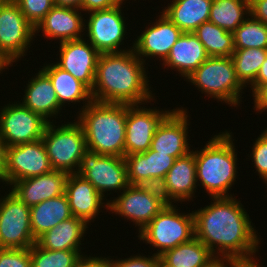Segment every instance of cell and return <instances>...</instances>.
<instances>
[{
  "instance_id": "cell-1",
  "label": "cell",
  "mask_w": 267,
  "mask_h": 267,
  "mask_svg": "<svg viewBox=\"0 0 267 267\" xmlns=\"http://www.w3.org/2000/svg\"><path fill=\"white\" fill-rule=\"evenodd\" d=\"M211 199L209 206L193 211L195 237L215 256L257 259L261 238L241 201L236 196Z\"/></svg>"
},
{
  "instance_id": "cell-2",
  "label": "cell",
  "mask_w": 267,
  "mask_h": 267,
  "mask_svg": "<svg viewBox=\"0 0 267 267\" xmlns=\"http://www.w3.org/2000/svg\"><path fill=\"white\" fill-rule=\"evenodd\" d=\"M144 63L133 49L101 53L91 90L92 99L101 103L145 105L155 100L149 87ZM145 102V103H144Z\"/></svg>"
},
{
  "instance_id": "cell-3",
  "label": "cell",
  "mask_w": 267,
  "mask_h": 267,
  "mask_svg": "<svg viewBox=\"0 0 267 267\" xmlns=\"http://www.w3.org/2000/svg\"><path fill=\"white\" fill-rule=\"evenodd\" d=\"M77 113L87 150L101 155L125 156L127 104L92 101Z\"/></svg>"
},
{
  "instance_id": "cell-4",
  "label": "cell",
  "mask_w": 267,
  "mask_h": 267,
  "mask_svg": "<svg viewBox=\"0 0 267 267\" xmlns=\"http://www.w3.org/2000/svg\"><path fill=\"white\" fill-rule=\"evenodd\" d=\"M234 140L232 132L226 130L211 137L199 151H194L197 184L210 198L234 196L228 193L238 176Z\"/></svg>"
},
{
  "instance_id": "cell-5",
  "label": "cell",
  "mask_w": 267,
  "mask_h": 267,
  "mask_svg": "<svg viewBox=\"0 0 267 267\" xmlns=\"http://www.w3.org/2000/svg\"><path fill=\"white\" fill-rule=\"evenodd\" d=\"M185 79L202 94L231 107L240 105L246 88L236 75L231 57H208Z\"/></svg>"
},
{
  "instance_id": "cell-6",
  "label": "cell",
  "mask_w": 267,
  "mask_h": 267,
  "mask_svg": "<svg viewBox=\"0 0 267 267\" xmlns=\"http://www.w3.org/2000/svg\"><path fill=\"white\" fill-rule=\"evenodd\" d=\"M174 203L165 207L138 233L140 241L156 249V256L195 237L194 215L182 213ZM179 210V211H178Z\"/></svg>"
},
{
  "instance_id": "cell-7",
  "label": "cell",
  "mask_w": 267,
  "mask_h": 267,
  "mask_svg": "<svg viewBox=\"0 0 267 267\" xmlns=\"http://www.w3.org/2000/svg\"><path fill=\"white\" fill-rule=\"evenodd\" d=\"M53 121L48 122L42 137L51 167L74 174L87 151L84 130L77 120L59 126Z\"/></svg>"
},
{
  "instance_id": "cell-8",
  "label": "cell",
  "mask_w": 267,
  "mask_h": 267,
  "mask_svg": "<svg viewBox=\"0 0 267 267\" xmlns=\"http://www.w3.org/2000/svg\"><path fill=\"white\" fill-rule=\"evenodd\" d=\"M108 210L131 220L139 232L165 207L159 186L128 185L118 197L108 200Z\"/></svg>"
},
{
  "instance_id": "cell-9",
  "label": "cell",
  "mask_w": 267,
  "mask_h": 267,
  "mask_svg": "<svg viewBox=\"0 0 267 267\" xmlns=\"http://www.w3.org/2000/svg\"><path fill=\"white\" fill-rule=\"evenodd\" d=\"M111 7L109 9L94 10L88 12V18L85 21L84 29L88 42L101 53L123 52L128 49H122L120 45H124L127 32L126 19L122 14V6ZM87 26V27H86ZM87 29V30H86ZM130 48V49H129Z\"/></svg>"
},
{
  "instance_id": "cell-10",
  "label": "cell",
  "mask_w": 267,
  "mask_h": 267,
  "mask_svg": "<svg viewBox=\"0 0 267 267\" xmlns=\"http://www.w3.org/2000/svg\"><path fill=\"white\" fill-rule=\"evenodd\" d=\"M30 222V207L13 192L0 198V248L28 249L36 243Z\"/></svg>"
},
{
  "instance_id": "cell-11",
  "label": "cell",
  "mask_w": 267,
  "mask_h": 267,
  "mask_svg": "<svg viewBox=\"0 0 267 267\" xmlns=\"http://www.w3.org/2000/svg\"><path fill=\"white\" fill-rule=\"evenodd\" d=\"M76 174L89 181L103 197L107 191L121 193L129 185L124 157L87 150Z\"/></svg>"
},
{
  "instance_id": "cell-12",
  "label": "cell",
  "mask_w": 267,
  "mask_h": 267,
  "mask_svg": "<svg viewBox=\"0 0 267 267\" xmlns=\"http://www.w3.org/2000/svg\"><path fill=\"white\" fill-rule=\"evenodd\" d=\"M35 28L27 21L14 0L0 2V51L18 62L32 45Z\"/></svg>"
},
{
  "instance_id": "cell-13",
  "label": "cell",
  "mask_w": 267,
  "mask_h": 267,
  "mask_svg": "<svg viewBox=\"0 0 267 267\" xmlns=\"http://www.w3.org/2000/svg\"><path fill=\"white\" fill-rule=\"evenodd\" d=\"M47 124V120L21 102L9 103L0 110V137L6 147L42 139Z\"/></svg>"
},
{
  "instance_id": "cell-14",
  "label": "cell",
  "mask_w": 267,
  "mask_h": 267,
  "mask_svg": "<svg viewBox=\"0 0 267 267\" xmlns=\"http://www.w3.org/2000/svg\"><path fill=\"white\" fill-rule=\"evenodd\" d=\"M51 167L42 139L6 148L4 184L36 177L51 172Z\"/></svg>"
},
{
  "instance_id": "cell-15",
  "label": "cell",
  "mask_w": 267,
  "mask_h": 267,
  "mask_svg": "<svg viewBox=\"0 0 267 267\" xmlns=\"http://www.w3.org/2000/svg\"><path fill=\"white\" fill-rule=\"evenodd\" d=\"M145 107L127 104L125 156L148 151L157 127L172 111Z\"/></svg>"
},
{
  "instance_id": "cell-16",
  "label": "cell",
  "mask_w": 267,
  "mask_h": 267,
  "mask_svg": "<svg viewBox=\"0 0 267 267\" xmlns=\"http://www.w3.org/2000/svg\"><path fill=\"white\" fill-rule=\"evenodd\" d=\"M188 117L186 108L172 109L157 127L150 149L175 159L189 153L191 145L188 143Z\"/></svg>"
},
{
  "instance_id": "cell-17",
  "label": "cell",
  "mask_w": 267,
  "mask_h": 267,
  "mask_svg": "<svg viewBox=\"0 0 267 267\" xmlns=\"http://www.w3.org/2000/svg\"><path fill=\"white\" fill-rule=\"evenodd\" d=\"M158 20L151 22L149 27L141 32L133 44L135 54L145 63L147 58L159 59L162 62L167 58L170 49L182 35L180 30L163 12ZM146 57V59H145Z\"/></svg>"
},
{
  "instance_id": "cell-18",
  "label": "cell",
  "mask_w": 267,
  "mask_h": 267,
  "mask_svg": "<svg viewBox=\"0 0 267 267\" xmlns=\"http://www.w3.org/2000/svg\"><path fill=\"white\" fill-rule=\"evenodd\" d=\"M59 43V60L55 64L92 90L100 53L85 38Z\"/></svg>"
},
{
  "instance_id": "cell-19",
  "label": "cell",
  "mask_w": 267,
  "mask_h": 267,
  "mask_svg": "<svg viewBox=\"0 0 267 267\" xmlns=\"http://www.w3.org/2000/svg\"><path fill=\"white\" fill-rule=\"evenodd\" d=\"M197 186L195 155L192 149L186 155L175 159L159 188L167 203H182L196 198L194 192Z\"/></svg>"
},
{
  "instance_id": "cell-20",
  "label": "cell",
  "mask_w": 267,
  "mask_h": 267,
  "mask_svg": "<svg viewBox=\"0 0 267 267\" xmlns=\"http://www.w3.org/2000/svg\"><path fill=\"white\" fill-rule=\"evenodd\" d=\"M130 185L159 186L173 166L175 158L149 149L124 156Z\"/></svg>"
},
{
  "instance_id": "cell-21",
  "label": "cell",
  "mask_w": 267,
  "mask_h": 267,
  "mask_svg": "<svg viewBox=\"0 0 267 267\" xmlns=\"http://www.w3.org/2000/svg\"><path fill=\"white\" fill-rule=\"evenodd\" d=\"M65 195L68 199L72 216L83 219L88 224L94 222L102 208L108 212V201L95 187L82 176L68 174L65 186ZM104 204V205H103Z\"/></svg>"
},
{
  "instance_id": "cell-22",
  "label": "cell",
  "mask_w": 267,
  "mask_h": 267,
  "mask_svg": "<svg viewBox=\"0 0 267 267\" xmlns=\"http://www.w3.org/2000/svg\"><path fill=\"white\" fill-rule=\"evenodd\" d=\"M81 11L77 8L55 5L37 24L35 35L42 30L45 38L60 42L83 38L86 19Z\"/></svg>"
},
{
  "instance_id": "cell-23",
  "label": "cell",
  "mask_w": 267,
  "mask_h": 267,
  "mask_svg": "<svg viewBox=\"0 0 267 267\" xmlns=\"http://www.w3.org/2000/svg\"><path fill=\"white\" fill-rule=\"evenodd\" d=\"M67 178V172L52 170L43 175L15 181L10 186L12 187L10 191L28 207H32L65 194Z\"/></svg>"
},
{
  "instance_id": "cell-24",
  "label": "cell",
  "mask_w": 267,
  "mask_h": 267,
  "mask_svg": "<svg viewBox=\"0 0 267 267\" xmlns=\"http://www.w3.org/2000/svg\"><path fill=\"white\" fill-rule=\"evenodd\" d=\"M208 54L193 32H183L170 49L167 58L161 63L164 68L175 69L181 77L189 76L207 58Z\"/></svg>"
},
{
  "instance_id": "cell-25",
  "label": "cell",
  "mask_w": 267,
  "mask_h": 267,
  "mask_svg": "<svg viewBox=\"0 0 267 267\" xmlns=\"http://www.w3.org/2000/svg\"><path fill=\"white\" fill-rule=\"evenodd\" d=\"M35 75L25 87L22 104L51 122L50 119L60 114L63 108L50 78L41 69Z\"/></svg>"
},
{
  "instance_id": "cell-26",
  "label": "cell",
  "mask_w": 267,
  "mask_h": 267,
  "mask_svg": "<svg viewBox=\"0 0 267 267\" xmlns=\"http://www.w3.org/2000/svg\"><path fill=\"white\" fill-rule=\"evenodd\" d=\"M88 225L83 219L72 216L41 235L36 243L47 250H77L82 253L80 245L84 243L81 240Z\"/></svg>"
},
{
  "instance_id": "cell-27",
  "label": "cell",
  "mask_w": 267,
  "mask_h": 267,
  "mask_svg": "<svg viewBox=\"0 0 267 267\" xmlns=\"http://www.w3.org/2000/svg\"><path fill=\"white\" fill-rule=\"evenodd\" d=\"M49 64L44 63L41 70L50 78L62 108L70 102L76 104L83 101L80 112L93 101L91 90L84 83L77 80L71 73L59 68L55 63Z\"/></svg>"
},
{
  "instance_id": "cell-28",
  "label": "cell",
  "mask_w": 267,
  "mask_h": 267,
  "mask_svg": "<svg viewBox=\"0 0 267 267\" xmlns=\"http://www.w3.org/2000/svg\"><path fill=\"white\" fill-rule=\"evenodd\" d=\"M163 13L183 32H194L209 21L213 0H172Z\"/></svg>"
},
{
  "instance_id": "cell-29",
  "label": "cell",
  "mask_w": 267,
  "mask_h": 267,
  "mask_svg": "<svg viewBox=\"0 0 267 267\" xmlns=\"http://www.w3.org/2000/svg\"><path fill=\"white\" fill-rule=\"evenodd\" d=\"M71 217L70 206L65 194L30 207L33 237L37 240L45 232Z\"/></svg>"
},
{
  "instance_id": "cell-30",
  "label": "cell",
  "mask_w": 267,
  "mask_h": 267,
  "mask_svg": "<svg viewBox=\"0 0 267 267\" xmlns=\"http://www.w3.org/2000/svg\"><path fill=\"white\" fill-rule=\"evenodd\" d=\"M250 16V0H213L209 21L234 32Z\"/></svg>"
},
{
  "instance_id": "cell-31",
  "label": "cell",
  "mask_w": 267,
  "mask_h": 267,
  "mask_svg": "<svg viewBox=\"0 0 267 267\" xmlns=\"http://www.w3.org/2000/svg\"><path fill=\"white\" fill-rule=\"evenodd\" d=\"M209 57H231L234 48L233 33L207 21L194 32Z\"/></svg>"
},
{
  "instance_id": "cell-32",
  "label": "cell",
  "mask_w": 267,
  "mask_h": 267,
  "mask_svg": "<svg viewBox=\"0 0 267 267\" xmlns=\"http://www.w3.org/2000/svg\"><path fill=\"white\" fill-rule=\"evenodd\" d=\"M214 255L196 237L166 251L161 257L175 267H201Z\"/></svg>"
},
{
  "instance_id": "cell-33",
  "label": "cell",
  "mask_w": 267,
  "mask_h": 267,
  "mask_svg": "<svg viewBox=\"0 0 267 267\" xmlns=\"http://www.w3.org/2000/svg\"><path fill=\"white\" fill-rule=\"evenodd\" d=\"M231 58L238 79L245 87H247L255 81L260 66L267 58V49H235Z\"/></svg>"
},
{
  "instance_id": "cell-34",
  "label": "cell",
  "mask_w": 267,
  "mask_h": 267,
  "mask_svg": "<svg viewBox=\"0 0 267 267\" xmlns=\"http://www.w3.org/2000/svg\"><path fill=\"white\" fill-rule=\"evenodd\" d=\"M233 39L235 49H267V25L250 15L233 32Z\"/></svg>"
},
{
  "instance_id": "cell-35",
  "label": "cell",
  "mask_w": 267,
  "mask_h": 267,
  "mask_svg": "<svg viewBox=\"0 0 267 267\" xmlns=\"http://www.w3.org/2000/svg\"><path fill=\"white\" fill-rule=\"evenodd\" d=\"M83 256L77 250H47L37 243L30 247L32 267H76Z\"/></svg>"
},
{
  "instance_id": "cell-36",
  "label": "cell",
  "mask_w": 267,
  "mask_h": 267,
  "mask_svg": "<svg viewBox=\"0 0 267 267\" xmlns=\"http://www.w3.org/2000/svg\"><path fill=\"white\" fill-rule=\"evenodd\" d=\"M27 21L35 28L55 6L54 0H14Z\"/></svg>"
},
{
  "instance_id": "cell-37",
  "label": "cell",
  "mask_w": 267,
  "mask_h": 267,
  "mask_svg": "<svg viewBox=\"0 0 267 267\" xmlns=\"http://www.w3.org/2000/svg\"><path fill=\"white\" fill-rule=\"evenodd\" d=\"M250 155L248 157H251L259 178L264 182L267 179V128L253 142Z\"/></svg>"
},
{
  "instance_id": "cell-38",
  "label": "cell",
  "mask_w": 267,
  "mask_h": 267,
  "mask_svg": "<svg viewBox=\"0 0 267 267\" xmlns=\"http://www.w3.org/2000/svg\"><path fill=\"white\" fill-rule=\"evenodd\" d=\"M0 267H32L30 248H0Z\"/></svg>"
},
{
  "instance_id": "cell-39",
  "label": "cell",
  "mask_w": 267,
  "mask_h": 267,
  "mask_svg": "<svg viewBox=\"0 0 267 267\" xmlns=\"http://www.w3.org/2000/svg\"><path fill=\"white\" fill-rule=\"evenodd\" d=\"M111 267H157L158 256L153 254L152 256L145 257L138 254L130 256L125 259H111L110 258Z\"/></svg>"
},
{
  "instance_id": "cell-40",
  "label": "cell",
  "mask_w": 267,
  "mask_h": 267,
  "mask_svg": "<svg viewBox=\"0 0 267 267\" xmlns=\"http://www.w3.org/2000/svg\"><path fill=\"white\" fill-rule=\"evenodd\" d=\"M127 0H82V12L86 13L94 10L109 9L111 7L123 4Z\"/></svg>"
},
{
  "instance_id": "cell-41",
  "label": "cell",
  "mask_w": 267,
  "mask_h": 267,
  "mask_svg": "<svg viewBox=\"0 0 267 267\" xmlns=\"http://www.w3.org/2000/svg\"><path fill=\"white\" fill-rule=\"evenodd\" d=\"M250 15L267 25V0H250Z\"/></svg>"
},
{
  "instance_id": "cell-42",
  "label": "cell",
  "mask_w": 267,
  "mask_h": 267,
  "mask_svg": "<svg viewBox=\"0 0 267 267\" xmlns=\"http://www.w3.org/2000/svg\"><path fill=\"white\" fill-rule=\"evenodd\" d=\"M76 267H111L109 257H99V256H83Z\"/></svg>"
},
{
  "instance_id": "cell-43",
  "label": "cell",
  "mask_w": 267,
  "mask_h": 267,
  "mask_svg": "<svg viewBox=\"0 0 267 267\" xmlns=\"http://www.w3.org/2000/svg\"><path fill=\"white\" fill-rule=\"evenodd\" d=\"M241 262L227 256H213L201 267H240Z\"/></svg>"
},
{
  "instance_id": "cell-44",
  "label": "cell",
  "mask_w": 267,
  "mask_h": 267,
  "mask_svg": "<svg viewBox=\"0 0 267 267\" xmlns=\"http://www.w3.org/2000/svg\"><path fill=\"white\" fill-rule=\"evenodd\" d=\"M254 110L259 112L267 111V83H264L254 94Z\"/></svg>"
},
{
  "instance_id": "cell-45",
  "label": "cell",
  "mask_w": 267,
  "mask_h": 267,
  "mask_svg": "<svg viewBox=\"0 0 267 267\" xmlns=\"http://www.w3.org/2000/svg\"><path fill=\"white\" fill-rule=\"evenodd\" d=\"M267 83V58L260 66L255 81L251 84L252 95L264 84Z\"/></svg>"
},
{
  "instance_id": "cell-46",
  "label": "cell",
  "mask_w": 267,
  "mask_h": 267,
  "mask_svg": "<svg viewBox=\"0 0 267 267\" xmlns=\"http://www.w3.org/2000/svg\"><path fill=\"white\" fill-rule=\"evenodd\" d=\"M6 145L0 137V182L4 183V172L6 168Z\"/></svg>"
},
{
  "instance_id": "cell-47",
  "label": "cell",
  "mask_w": 267,
  "mask_h": 267,
  "mask_svg": "<svg viewBox=\"0 0 267 267\" xmlns=\"http://www.w3.org/2000/svg\"><path fill=\"white\" fill-rule=\"evenodd\" d=\"M56 6L71 7L82 10V0H54Z\"/></svg>"
},
{
  "instance_id": "cell-48",
  "label": "cell",
  "mask_w": 267,
  "mask_h": 267,
  "mask_svg": "<svg viewBox=\"0 0 267 267\" xmlns=\"http://www.w3.org/2000/svg\"><path fill=\"white\" fill-rule=\"evenodd\" d=\"M13 61L10 60L2 51H0V74L5 71L4 69H9L7 67H12Z\"/></svg>"
},
{
  "instance_id": "cell-49",
  "label": "cell",
  "mask_w": 267,
  "mask_h": 267,
  "mask_svg": "<svg viewBox=\"0 0 267 267\" xmlns=\"http://www.w3.org/2000/svg\"><path fill=\"white\" fill-rule=\"evenodd\" d=\"M258 261H259L258 259L244 261V262H241L240 267H263V265H260Z\"/></svg>"
},
{
  "instance_id": "cell-50",
  "label": "cell",
  "mask_w": 267,
  "mask_h": 267,
  "mask_svg": "<svg viewBox=\"0 0 267 267\" xmlns=\"http://www.w3.org/2000/svg\"><path fill=\"white\" fill-rule=\"evenodd\" d=\"M157 267H175V266L168 264L161 256H158Z\"/></svg>"
}]
</instances>
